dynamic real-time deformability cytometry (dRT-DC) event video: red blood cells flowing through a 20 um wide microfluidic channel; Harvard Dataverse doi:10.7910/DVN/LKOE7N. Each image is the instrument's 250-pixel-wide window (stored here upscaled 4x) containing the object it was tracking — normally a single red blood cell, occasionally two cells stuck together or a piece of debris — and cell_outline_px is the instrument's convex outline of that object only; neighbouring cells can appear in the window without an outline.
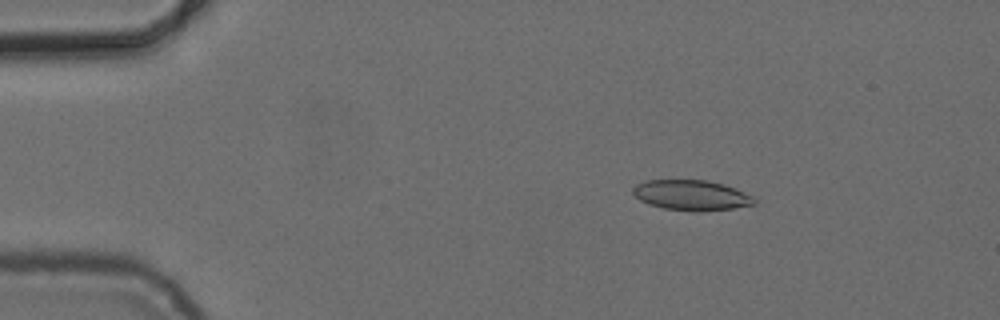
{"species": "common noctule bat (a hibernating species)", "species_latin": "Nyctalus noctula", "temperature_condition": "cold", "stored_images_in_passage": 6, "camera_frame_rate_fps": 3000, "um_per_image_px": 0.085, "animal": {"sex": "female", "body_mass_g": 24.6, "forearm_length_mm": 56.2}, "frame": {"image": 1, "passage_image": 3, "time_ms": 2.333, "image_size_px": [1000, 320], "cell_outline_px": [[756, 204], [732, 208], [700, 212], [664, 208], [648, 204], [640, 200], [632, 192], [632, 188], [636, 184], [644, 180], [704, 180], [724, 184], [744, 192], [752, 196], [756, 200]], "centroid_in_image_um": [58.75, 16.59], "position_along_channel_um": 26.2, "area_um2": 21.39}}
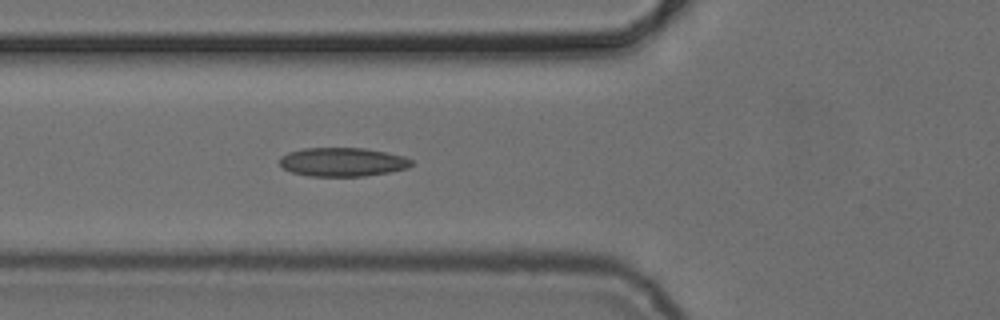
{"frame": {"image": 2, "passage_image": 6, "time_ms": 6.0, "image_size_px": [1000, 320], "cell_outline_px": [[412, 164], [408, 168], [388, 172], [364, 176], [308, 176], [292, 172], [284, 168], [280, 164], [280, 156], [288, 152], [304, 148], [364, 148], [404, 156], [412, 160]], "centroid_in_image_um": [29.1, 13.77], "position_along_channel_um": 96.7, "area_um2": 22.02}}